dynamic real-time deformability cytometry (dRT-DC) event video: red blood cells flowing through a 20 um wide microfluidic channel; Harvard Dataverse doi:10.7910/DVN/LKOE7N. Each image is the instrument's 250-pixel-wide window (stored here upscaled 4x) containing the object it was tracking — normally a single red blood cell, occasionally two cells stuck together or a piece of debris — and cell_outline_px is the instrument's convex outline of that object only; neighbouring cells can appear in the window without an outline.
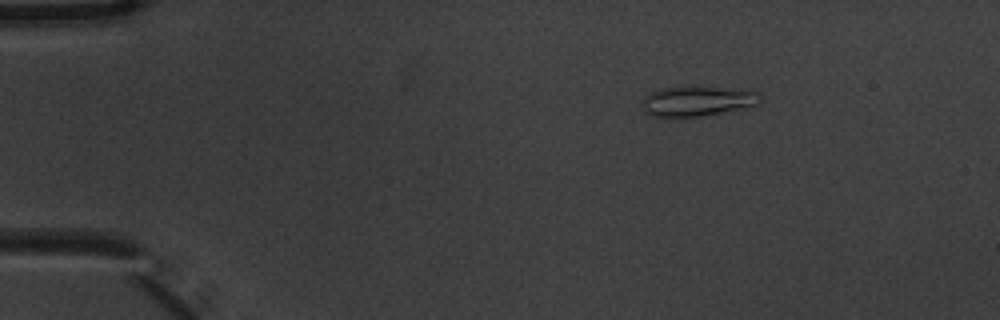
{"species": "common noctule bat (a hibernating species)", "species_latin": "Nyctalus noctula", "temperature_condition": "warm", "stored_images_in_passage": 6, "camera_frame_rate_fps": 3000, "um_per_image_px": 0.085, "animal": {"sex": "male", "body_mass_g": 20.1, "forearm_length_mm": 53.5}, "frame": {"image": 1, "passage_image": 2, "time_ms": 0.333, "image_size_px": [1000, 320], "cell_outline_px": [[760, 104], [700, 116], [656, 116], [644, 112], [644, 100], [652, 92], [664, 88], [752, 88], [760, 96]], "centroid_in_image_um": [59.37, 8.59], "position_along_channel_um": 25.6, "area_um2": 19.83}}
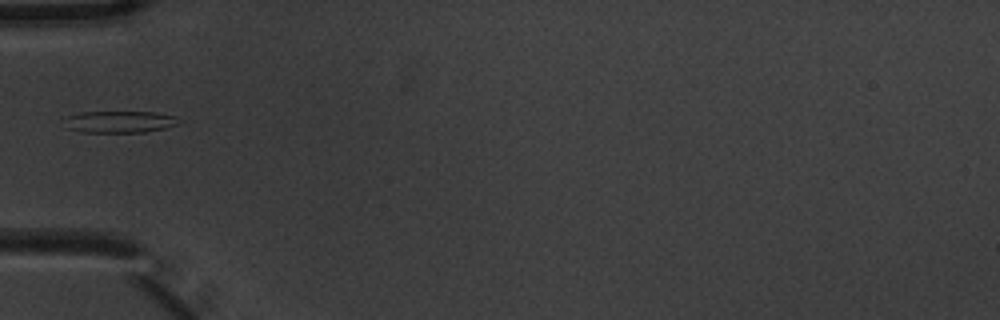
{"frame": {"image": 2, "passage_image": 5, "time_ms": 1.333, "image_size_px": [1000, 320], "cell_outline_px": [[180, 124], [164, 128], [144, 132], [84, 132], [68, 128], [68, 116], [80, 112], [156, 112], [176, 116]], "centroid_in_image_um": [10.25, 10.35], "position_along_channel_um": 74.7, "area_um2": 14.28}}
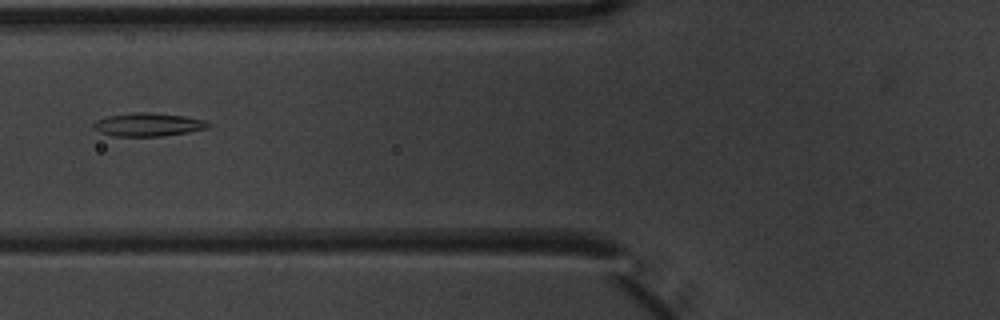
{"frame": {"image": 3, "passage_image": 6, "time_ms": 1.667, "image_size_px": [1000, 320], "cell_outline_px": [[212, 124], [208, 128], [188, 132], [160, 136], [112, 136], [100, 132], [92, 128], [92, 124], [96, 120], [108, 116], [136, 112], [152, 112], [184, 116], [204, 120]], "centroid_in_image_um": [12.58, 10.59], "position_along_channel_um": 113.2, "area_um2": 15.61}}